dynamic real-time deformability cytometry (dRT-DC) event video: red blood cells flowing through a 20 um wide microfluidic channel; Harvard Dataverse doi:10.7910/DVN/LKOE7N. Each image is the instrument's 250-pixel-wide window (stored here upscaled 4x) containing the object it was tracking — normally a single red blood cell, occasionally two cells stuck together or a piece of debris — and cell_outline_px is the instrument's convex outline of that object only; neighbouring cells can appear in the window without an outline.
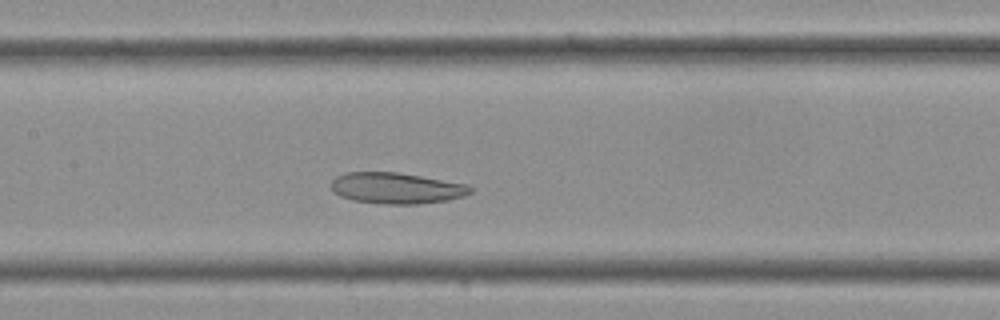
{"species": "Egyptian fruit bat (a non-hibernating species)", "species_latin": "Rousettus aegyptiacus", "temperature_condition": "cold", "stored_images_in_passage": 32, "camera_frame_rate_fps": 3000, "um_per_image_px": 0.085, "frame": {"image": 1, "passage_image": 13, "time_ms": 4.0, "image_size_px": [1000, 320], "cell_outline_px": [[472, 192], [464, 196], [448, 200], [420, 204], [384, 204], [352, 200], [340, 196], [332, 192], [332, 180], [336, 176], [348, 172], [400, 172], [468, 184], [472, 188]], "centroid_in_image_um": [33.71, 15.99], "position_along_channel_um": 173.7, "area_um2": 25.43}}
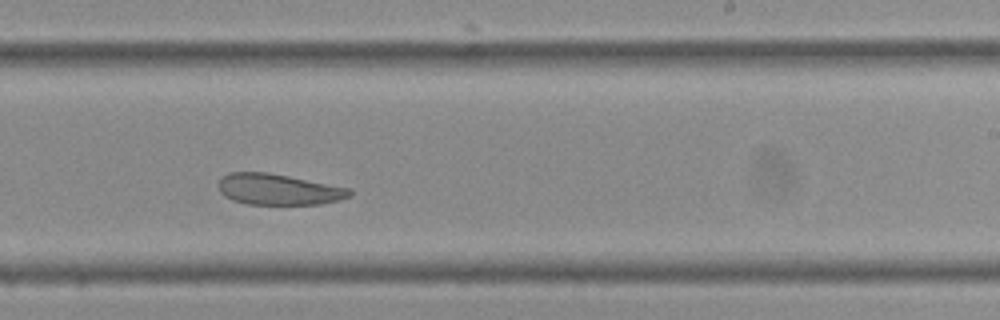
{"frame": {"image": 2, "passage_image": 18, "time_ms": 5.667, "image_size_px": [1000, 320], "cell_outline_px": [[352, 196], [340, 200], [320, 204], [248, 204], [232, 200], [224, 196], [220, 192], [220, 180], [228, 172], [268, 172], [352, 188]], "centroid_in_image_um": [23.72, 16.1], "position_along_channel_um": 265.3, "area_um2": 23.76}}
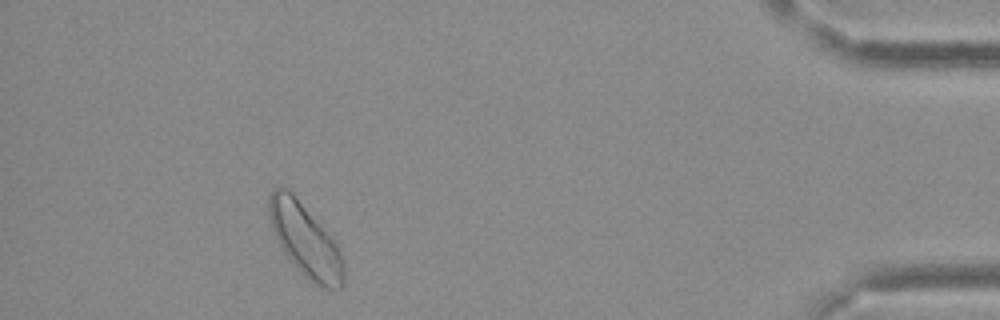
{"frame": {"image": 3, "passage_image": 29, "time_ms": 9.333, "image_size_px": [1000, 320], "cell_outline_px": [[344, 284], [340, 288], [320, 288], [308, 280], [304, 276], [284, 252], [272, 228], [268, 212], [268, 196], [276, 188], [288, 188], [292, 192], [336, 244], [344, 260]], "centroid_in_image_um": [25.95, 20.45], "position_along_channel_um": 409.2, "area_um2": 31.1}}